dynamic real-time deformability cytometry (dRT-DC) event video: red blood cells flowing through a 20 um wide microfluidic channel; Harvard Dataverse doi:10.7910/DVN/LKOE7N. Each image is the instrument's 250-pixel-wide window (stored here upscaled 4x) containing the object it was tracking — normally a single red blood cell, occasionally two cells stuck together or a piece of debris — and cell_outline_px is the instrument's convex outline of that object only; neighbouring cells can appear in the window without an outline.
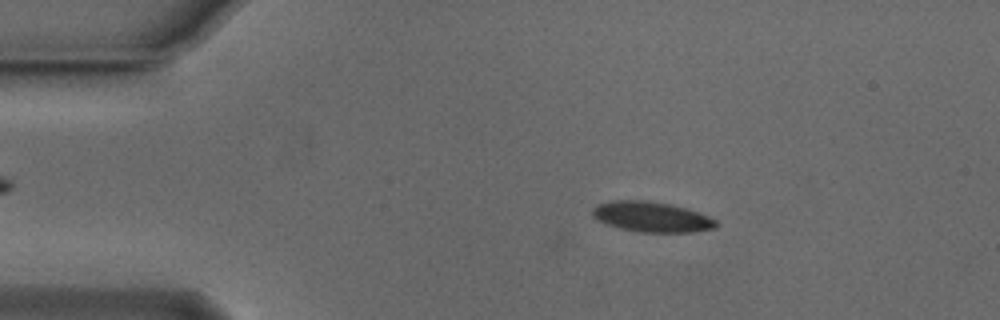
{"species": "Egyptian fruit bat (a non-hibernating species)", "species_latin": "Rousettus aegyptiacus", "temperature_condition": "cold", "stored_images_in_passage": 2, "camera_frame_rate_fps": 3000, "um_per_image_px": 0.085, "animal": {"sex": "male"}, "frame": {"image": 1, "passage_image": 2, "time_ms": 0.333, "image_size_px": [1000, 320], "cell_outline_px": [[716, 228], [692, 232], [640, 232], [620, 228], [596, 220], [592, 216], [592, 208], [596, 204], [612, 200], [644, 200], [668, 204], [684, 208], [708, 216], [716, 220]], "centroid_in_image_um": [55.33, 18.43], "position_along_channel_um": 29.7, "area_um2": 21.68}}